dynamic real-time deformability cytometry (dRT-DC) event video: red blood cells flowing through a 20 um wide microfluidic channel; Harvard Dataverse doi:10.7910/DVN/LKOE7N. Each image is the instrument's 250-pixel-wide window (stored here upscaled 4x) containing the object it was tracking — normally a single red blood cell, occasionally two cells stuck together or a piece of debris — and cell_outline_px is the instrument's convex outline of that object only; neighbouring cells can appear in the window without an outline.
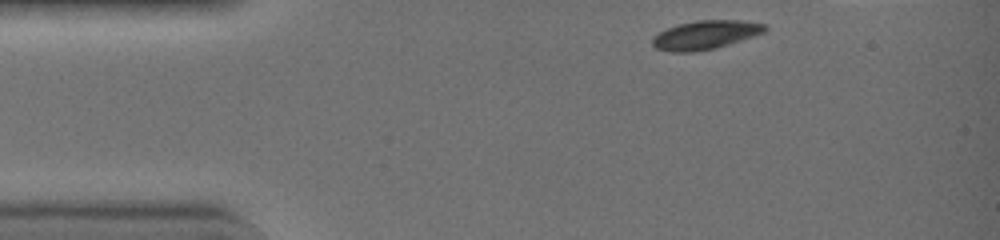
{"species": "common noctule bat (a hibernating species)", "species_latin": "Nyctalus noctula", "temperature_condition": "warm", "stored_images_in_passage": 32, "camera_frame_rate_fps": 3000, "um_per_image_px": 0.085, "animal": {"sex": "female", "body_mass_g": 19.0, "forearm_length_mm": 51.5}, "frame": {"image": 1, "passage_image": 1, "time_ms": 0.0, "image_size_px": [1000, 240], "cell_outline_px": [[768, 28], [764, 32], [716, 48], [692, 52], [672, 52], [656, 48], [652, 44], [652, 40], [660, 32], [668, 28], [680, 24], [696, 20], [740, 20], [764, 24]], "centroid_in_image_um": [59.96, 2.96], "position_along_channel_um": 25.0, "area_um2": 18.5}}
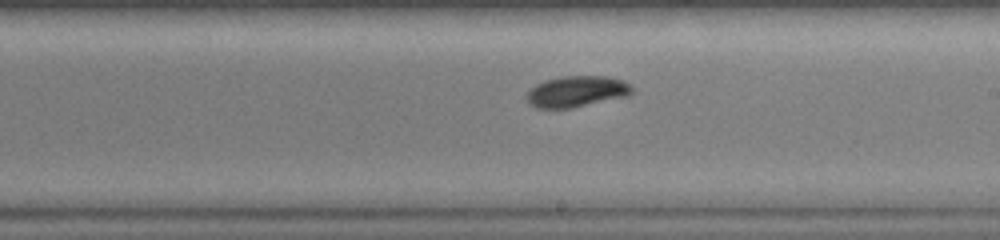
{"frame": {"image": 2, "passage_image": 19, "time_ms": 6.0, "image_size_px": [1000, 240], "cell_outline_px": [[632, 92], [628, 96], [568, 108], [540, 108], [532, 104], [528, 100], [528, 92], [536, 84], [544, 80], [560, 76], [608, 76], [624, 80], [632, 84]], "centroid_in_image_um": [49.07, 7.75], "position_along_channel_um": 239.9, "area_um2": 18.9}}
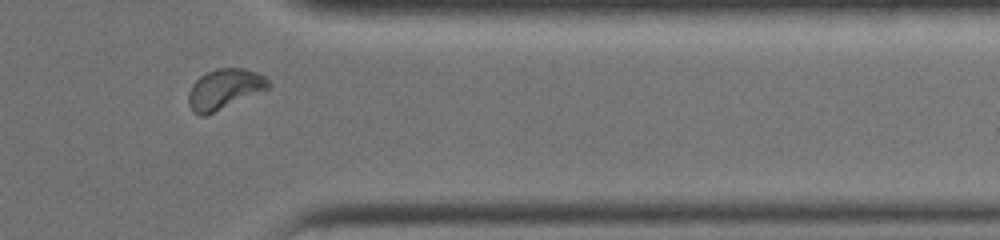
{"frame": {"image": 3, "passage_image": 29, "time_ms": 9.333, "image_size_px": [1000, 240], "cell_outline_px": [[268, 88], [204, 116], [200, 116], [192, 112], [188, 104], [188, 92], [192, 84], [200, 76], [216, 68], [244, 68], [256, 72], [264, 76], [268, 80]], "centroid_in_image_um": [19.01, 7.56], "position_along_channel_um": 392.4, "area_um2": 18.38}}